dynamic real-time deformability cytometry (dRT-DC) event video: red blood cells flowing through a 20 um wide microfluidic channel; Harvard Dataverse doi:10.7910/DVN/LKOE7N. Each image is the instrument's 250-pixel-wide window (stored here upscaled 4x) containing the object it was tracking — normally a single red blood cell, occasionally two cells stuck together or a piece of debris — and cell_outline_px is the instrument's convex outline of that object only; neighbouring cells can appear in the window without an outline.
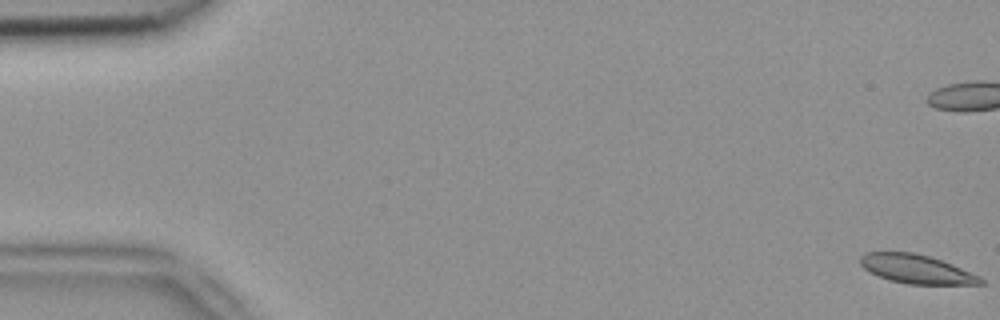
{"species": "common noctule bat (a hibernating species)", "species_latin": "Nyctalus noctula", "temperature_condition": "room temperature", "stored_images_in_passage": 6, "camera_frame_rate_fps": 3000, "um_per_image_px": 0.085, "animal": {"sex": "female", "body_mass_g": 18.4}, "frame": {"image": 1, "passage_image": 1, "time_ms": 0.0, "image_size_px": [1000, 320], "cell_outline_px": [[984, 284], [908, 284], [888, 280], [864, 268], [860, 264], [860, 256], [864, 252], [916, 252], [952, 264], [980, 276], [984, 280]], "centroid_in_image_um": [77.89, 22.87], "position_along_channel_um": 7.1, "area_um2": 20.11}}